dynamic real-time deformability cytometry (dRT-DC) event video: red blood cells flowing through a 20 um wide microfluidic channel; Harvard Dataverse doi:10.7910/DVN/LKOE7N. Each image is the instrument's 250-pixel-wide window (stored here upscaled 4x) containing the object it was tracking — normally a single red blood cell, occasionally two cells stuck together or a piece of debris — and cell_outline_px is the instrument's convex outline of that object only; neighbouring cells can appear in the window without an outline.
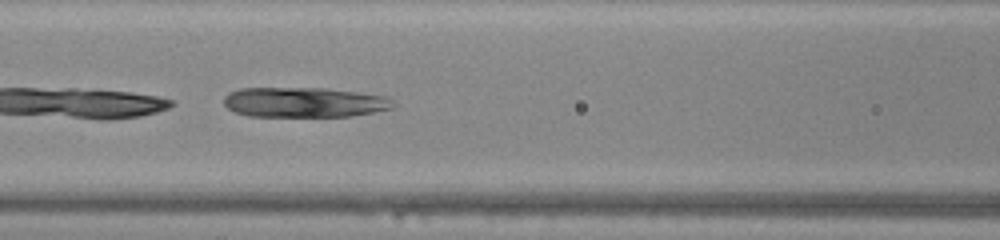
{"species": "common noctule bat (a hibernating species)", "species_latin": "Nyctalus noctula", "temperature_condition": "warm", "stored_images_in_passage": 21, "camera_frame_rate_fps": 3000, "um_per_image_px": 0.085, "animal": {"sex": "male", "body_mass_g": 20.0, "forearm_length_mm": 53.3}, "frame": {"image": 1, "passage_image": 7, "time_ms": 2.0, "image_size_px": [1000, 240], "cell_outline_px": [[392, 108], [352, 116], [248, 116], [232, 112], [224, 104], [224, 96], [228, 92], [240, 88], [324, 88], [380, 96], [392, 100]], "centroid_in_image_um": [25.73, 8.7], "position_along_channel_um": 140.9, "area_um2": 29.3}}
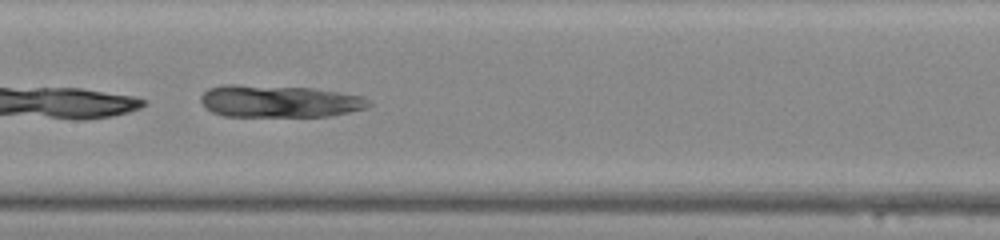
{"frame": {"image": 2, "passage_image": 10, "time_ms": 3.0, "image_size_px": [1000, 240], "cell_outline_px": [[372, 104], [368, 108], [328, 116], [224, 116], [212, 112], [204, 108], [200, 100], [200, 96], [208, 88], [224, 84], [236, 84], [312, 88], [360, 96], [368, 100]], "centroid_in_image_um": [23.67, 8.61], "position_along_channel_um": 183.7, "area_um2": 31.56}}